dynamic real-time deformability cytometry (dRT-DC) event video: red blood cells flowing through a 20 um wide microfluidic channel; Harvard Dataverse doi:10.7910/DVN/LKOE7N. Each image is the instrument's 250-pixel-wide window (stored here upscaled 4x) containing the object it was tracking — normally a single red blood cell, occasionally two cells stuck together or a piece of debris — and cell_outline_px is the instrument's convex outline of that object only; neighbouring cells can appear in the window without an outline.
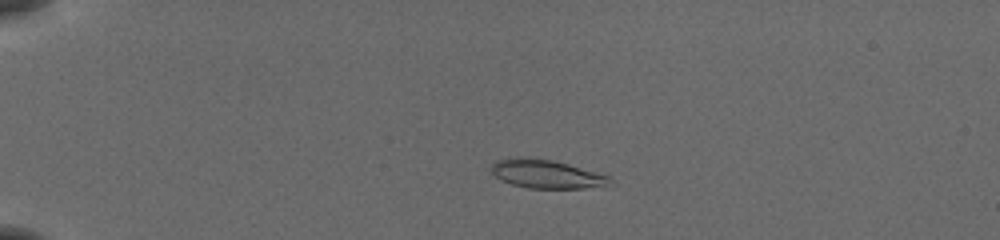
{"species": "common noctule bat (a hibernating species)", "species_latin": "Nyctalus noctula", "temperature_condition": "cold", "stored_images_in_passage": 52, "camera_frame_rate_fps": 3000, "um_per_image_px": 0.085, "animal": {"sex": "female", "body_mass_g": 19.5, "forearm_length_mm": 54.1}, "frame": {"image": 1, "passage_image": 11, "time_ms": 3.333, "image_size_px": [1000, 240], "cell_outline_px": [[608, 180], [604, 184], [584, 188], [528, 188], [512, 184], [500, 180], [492, 172], [492, 164], [496, 160], [508, 156], [528, 156], [552, 160], [568, 164], [608, 176]], "centroid_in_image_um": [46.28, 14.75], "position_along_channel_um": 38.7, "area_um2": 19.48}}
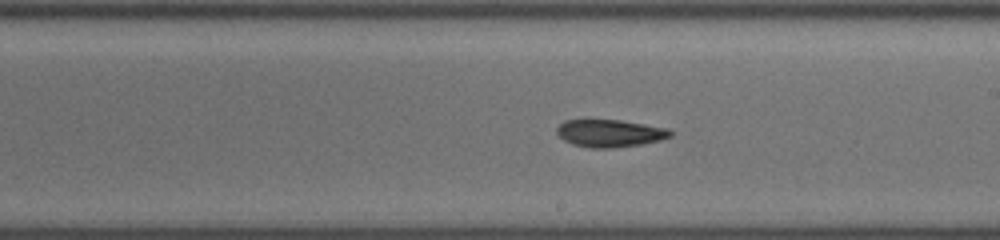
{"frame": {"image": 2, "passage_image": 31, "time_ms": 10.0, "image_size_px": [1000, 240], "cell_outline_px": [[672, 136], [660, 140], [640, 144], [612, 148], [588, 148], [572, 144], [564, 140], [556, 132], [556, 128], [564, 120], [620, 120], [668, 128], [672, 132]], "centroid_in_image_um": [51.82, 11.33], "position_along_channel_um": 237.2, "area_um2": 18.15}}
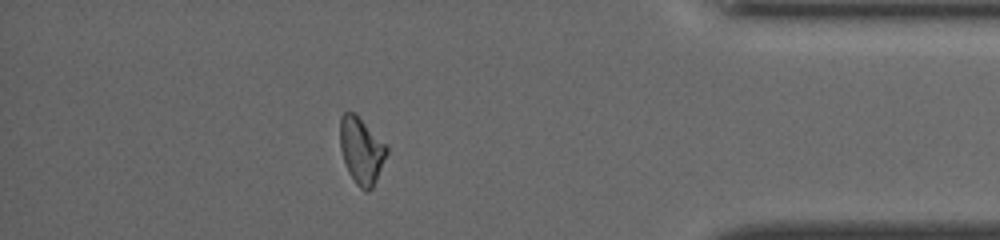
{"frame": {"image": 3, "passage_image": 46, "time_ms": 15.0, "image_size_px": [1000, 240], "cell_outline_px": [[388, 152], [376, 180], [372, 188], [368, 192], [364, 192], [356, 184], [348, 172], [340, 148], [340, 116], [344, 112], [352, 112], [388, 144]], "centroid_in_image_um": [30.73, 12.82], "position_along_channel_um": 404.5, "area_um2": 18.09}, "authors_computed_cell_mechanics": {"area_um2": 18.9006, "velocity_mm_per_s": 3.9058, "shape_relaxation_time_tau1_ms": null, "shape_relaxation_time_tau2_ms": 5.7428, "deformation_change_tau1": null, "deformation_change_tau2": 0.1307}}